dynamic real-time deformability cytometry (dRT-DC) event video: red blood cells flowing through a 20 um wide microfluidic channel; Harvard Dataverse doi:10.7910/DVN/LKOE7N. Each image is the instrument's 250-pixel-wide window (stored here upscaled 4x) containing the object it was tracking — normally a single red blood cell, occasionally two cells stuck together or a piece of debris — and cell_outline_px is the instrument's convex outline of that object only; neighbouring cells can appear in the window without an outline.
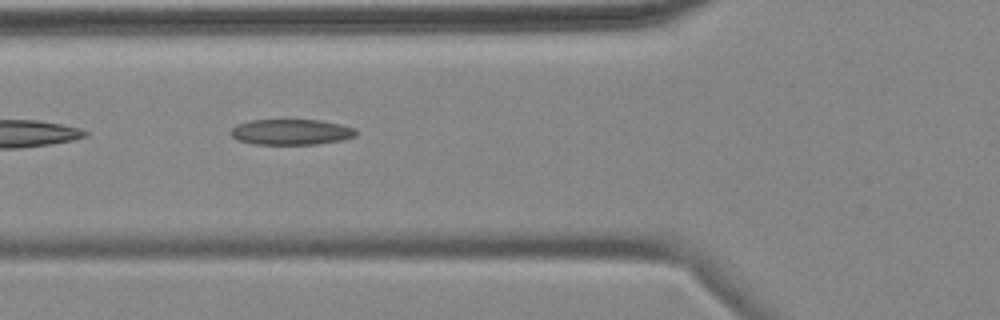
{"species": "common noctule bat (a hibernating species)", "species_latin": "Nyctalus noctula", "temperature_condition": "cold", "stored_images_in_passage": 6, "camera_frame_rate_fps": 3000, "um_per_image_px": 0.085, "animal": {"sex": "female", "body_mass_g": 18.4}, "frame": {"image": 1, "passage_image": 5, "time_ms": 5.667, "image_size_px": [1000, 320], "cell_outline_px": [[356, 136], [340, 140], [316, 144], [256, 144], [236, 140], [228, 132], [236, 124], [252, 120], [320, 120], [340, 124], [356, 128]], "centroid_in_image_um": [24.72, 11.21], "position_along_channel_um": 101.1, "area_um2": 18.73}}